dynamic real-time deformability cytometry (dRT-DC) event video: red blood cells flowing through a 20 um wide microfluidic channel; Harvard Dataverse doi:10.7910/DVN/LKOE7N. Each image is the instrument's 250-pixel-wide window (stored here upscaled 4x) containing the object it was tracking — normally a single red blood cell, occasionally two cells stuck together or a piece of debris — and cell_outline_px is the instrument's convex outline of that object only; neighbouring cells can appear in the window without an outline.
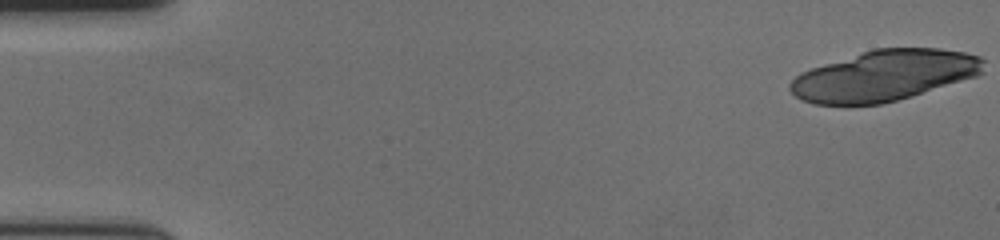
{"species": "human", "species_latin": "Homo sapiens", "temperature_condition": "cold", "stored_images_in_passage": 21, "camera_frame_rate_fps": 3000, "um_per_image_px": 0.085, "donor": {"sex": "female"}, "frame": {"image": 1, "passage_image": 1, "time_ms": 0.0, "image_size_px": [1000, 240], "cell_outline_px": [[984, 72], [976, 76], [912, 96], [880, 104], [812, 104], [800, 100], [788, 88], [788, 84], [800, 72], [872, 48], [940, 48], [964, 52], [980, 56], [984, 60]], "centroid_in_image_um": [75.16, 6.42], "position_along_channel_um": 9.8, "area_um2": 57.11}}